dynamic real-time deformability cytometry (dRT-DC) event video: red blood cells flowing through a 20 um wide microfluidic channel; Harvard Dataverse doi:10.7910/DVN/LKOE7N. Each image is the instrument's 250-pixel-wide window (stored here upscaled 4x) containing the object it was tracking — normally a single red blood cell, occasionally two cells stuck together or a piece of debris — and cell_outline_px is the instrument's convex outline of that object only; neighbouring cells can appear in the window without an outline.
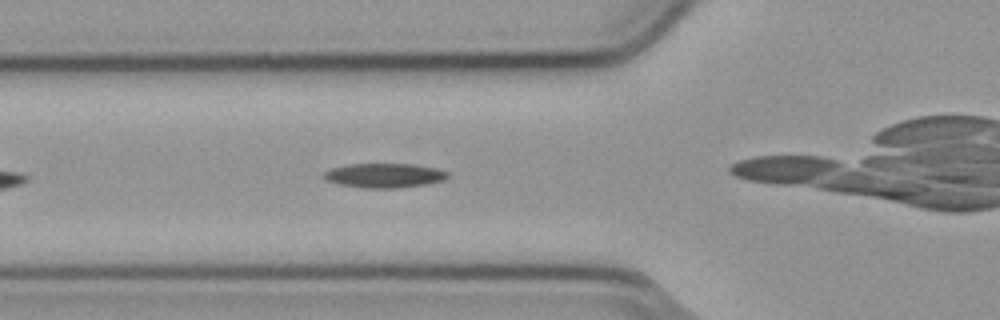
{"species": "common noctule bat (a hibernating species)", "species_latin": "Nyctalus noctula", "temperature_condition": "cold", "stored_images_in_passage": 11, "camera_frame_rate_fps": 3000, "um_per_image_px": 0.085, "animal": {"sex": "male", "body_mass_g": 23.1, "forearm_length_mm": 52.7}, "frame": {"image": 1, "passage_image": 5, "time_ms": 1.333, "image_size_px": [1000, 320], "cell_outline_px": [[448, 176], [444, 180], [424, 184], [396, 188], [360, 188], [336, 184], [324, 180], [320, 176], [324, 172], [332, 168], [348, 164], [412, 164], [436, 168], [448, 172]], "centroid_in_image_um": [32.58, 14.92], "position_along_channel_um": 93.2, "area_um2": 17.74}}